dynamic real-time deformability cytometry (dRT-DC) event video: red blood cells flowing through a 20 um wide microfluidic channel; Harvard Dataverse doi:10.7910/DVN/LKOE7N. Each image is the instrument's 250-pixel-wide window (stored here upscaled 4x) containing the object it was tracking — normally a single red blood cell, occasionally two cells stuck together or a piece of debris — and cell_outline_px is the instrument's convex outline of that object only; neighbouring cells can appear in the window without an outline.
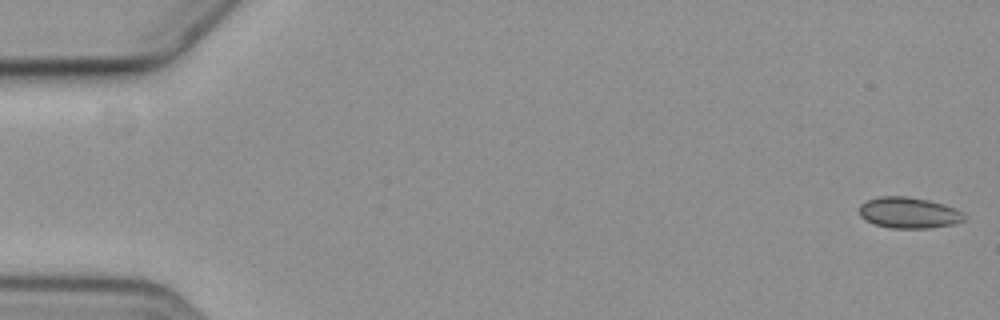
{"species": "common noctule bat (a hibernating species)", "species_latin": "Nyctalus noctula", "temperature_condition": "cold", "stored_images_in_passage": 10, "camera_frame_rate_fps": 3000, "um_per_image_px": 0.085, "animal": {"sex": "female", "body_mass_g": 19.3, "forearm_length_mm": 54.1}, "frame": {"image": 1, "passage_image": 1, "time_ms": 0.0, "image_size_px": [1000, 320], "cell_outline_px": [[964, 220], [952, 224], [928, 228], [892, 228], [876, 224], [860, 216], [860, 204], [868, 200], [880, 196], [904, 196], [928, 200], [944, 204], [960, 212]], "centroid_in_image_um": [77.21, 18.08], "position_along_channel_um": 7.8, "area_um2": 18.5}}
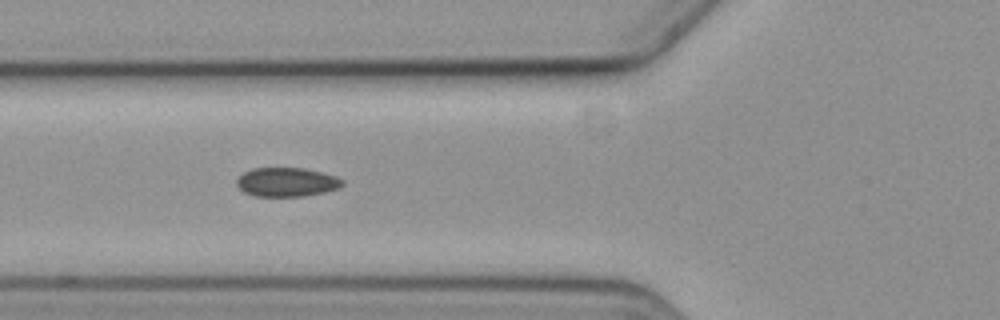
{"frame": {"image": 2, "passage_image": 7, "time_ms": 7.0, "image_size_px": [1000, 320], "cell_outline_px": [[344, 184], [340, 188], [324, 192], [304, 196], [256, 196], [244, 192], [236, 184], [236, 180], [244, 172], [252, 168], [304, 168], [336, 176], [344, 180]], "centroid_in_image_um": [24.39, 15.48], "position_along_channel_um": 101.4, "area_um2": 17.86}}
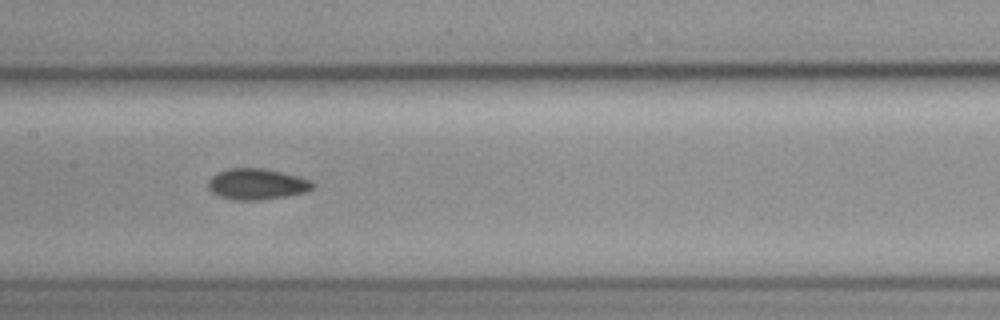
{"frame": {"image": 3, "passage_image": 9, "time_ms": 9.333, "image_size_px": [1000, 320], "cell_outline_px": [[316, 184], [312, 188], [304, 192], [288, 196], [260, 200], [232, 200], [216, 196], [208, 188], [208, 180], [216, 172], [228, 168], [264, 168], [300, 176], [312, 180]], "centroid_in_image_um": [21.82, 15.65], "position_along_channel_um": 185.6, "area_um2": 19.25}}